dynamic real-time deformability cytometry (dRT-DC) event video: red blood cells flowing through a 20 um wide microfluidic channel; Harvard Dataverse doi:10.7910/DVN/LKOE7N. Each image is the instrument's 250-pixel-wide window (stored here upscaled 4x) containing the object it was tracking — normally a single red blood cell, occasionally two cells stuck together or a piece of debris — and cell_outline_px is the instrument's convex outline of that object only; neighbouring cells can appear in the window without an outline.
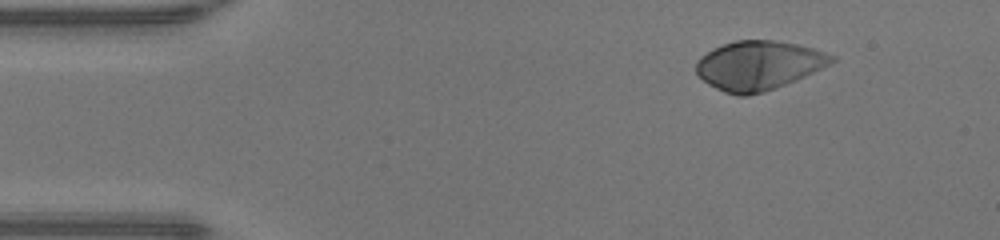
{"species": "human", "species_latin": "Homo sapiens", "temperature_condition": "warm", "stored_images_in_passage": 43, "camera_frame_rate_fps": 3000, "um_per_image_px": 0.085, "donor": {"sex": "male"}, "frame": {"image": 1, "passage_image": 1, "time_ms": 0.0, "image_size_px": [1000, 240], "cell_outline_px": [[836, 60], [832, 64], [776, 88], [764, 92], [748, 96], [736, 96], [724, 92], [708, 84], [696, 72], [696, 60], [700, 56], [712, 48], [736, 40], [772, 40], [796, 44], [812, 48], [836, 56]], "centroid_in_image_um": [64.47, 5.56], "position_along_channel_um": 20.5, "area_um2": 38.78}}
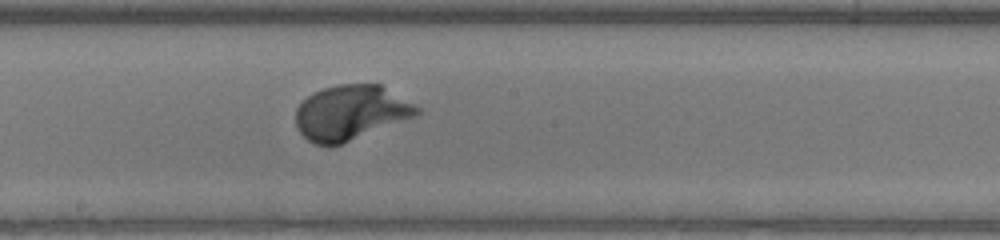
{"frame": {"image": 2, "passage_image": 21, "time_ms": 6.667, "image_size_px": [1000, 240], "cell_outline_px": [[420, 112], [416, 116], [340, 144], [328, 148], [316, 144], [308, 140], [296, 128], [296, 108], [308, 96], [324, 88], [336, 84], [380, 84], [420, 108]], "centroid_in_image_um": [29.78, 9.58], "position_along_channel_um": 218.4, "area_um2": 38.44}}
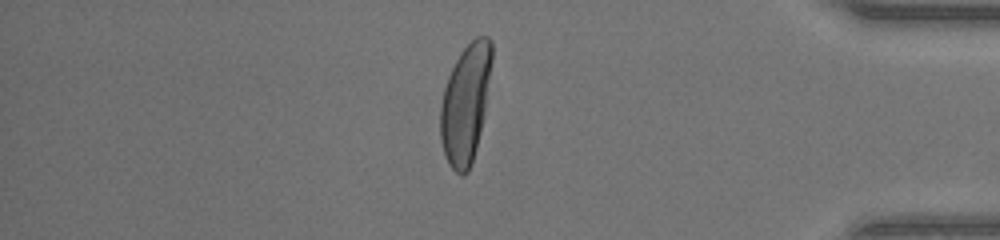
{"frame": {"image": 3, "passage_image": 36, "time_ms": 11.667, "image_size_px": [1000, 240], "cell_outline_px": [[492, 60], [484, 112], [476, 148], [472, 164], [468, 172], [464, 176], [460, 176], [448, 164], [440, 140], [440, 104], [444, 88], [448, 76], [460, 52], [476, 36], [488, 36], [492, 40]], "centroid_in_image_um": [39.55, 8.81], "position_along_channel_um": 395.6, "area_um2": 35.49}}